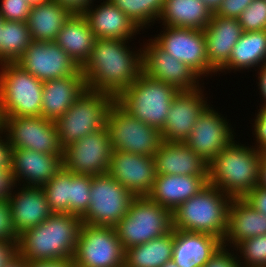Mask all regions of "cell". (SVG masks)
Instances as JSON below:
<instances>
[{"mask_svg": "<svg viewBox=\"0 0 266 267\" xmlns=\"http://www.w3.org/2000/svg\"><path fill=\"white\" fill-rule=\"evenodd\" d=\"M128 41L96 39L89 58L81 66L87 89L117 98L138 78L142 72V48L133 51Z\"/></svg>", "mask_w": 266, "mask_h": 267, "instance_id": "cell-1", "label": "cell"}, {"mask_svg": "<svg viewBox=\"0 0 266 267\" xmlns=\"http://www.w3.org/2000/svg\"><path fill=\"white\" fill-rule=\"evenodd\" d=\"M82 224L75 214L53 213L18 235L17 252L29 261L73 259Z\"/></svg>", "mask_w": 266, "mask_h": 267, "instance_id": "cell-2", "label": "cell"}, {"mask_svg": "<svg viewBox=\"0 0 266 267\" xmlns=\"http://www.w3.org/2000/svg\"><path fill=\"white\" fill-rule=\"evenodd\" d=\"M262 155L234 140L208 163V183L231 198H244L259 185Z\"/></svg>", "mask_w": 266, "mask_h": 267, "instance_id": "cell-3", "label": "cell"}, {"mask_svg": "<svg viewBox=\"0 0 266 267\" xmlns=\"http://www.w3.org/2000/svg\"><path fill=\"white\" fill-rule=\"evenodd\" d=\"M232 198L207 184L172 212L173 229L205 233L223 240Z\"/></svg>", "mask_w": 266, "mask_h": 267, "instance_id": "cell-4", "label": "cell"}, {"mask_svg": "<svg viewBox=\"0 0 266 267\" xmlns=\"http://www.w3.org/2000/svg\"><path fill=\"white\" fill-rule=\"evenodd\" d=\"M178 91L173 85L141 72L131 86L116 98V102L132 117L161 131Z\"/></svg>", "mask_w": 266, "mask_h": 267, "instance_id": "cell-5", "label": "cell"}, {"mask_svg": "<svg viewBox=\"0 0 266 267\" xmlns=\"http://www.w3.org/2000/svg\"><path fill=\"white\" fill-rule=\"evenodd\" d=\"M116 98L106 92L86 91L55 120L60 147L106 127L107 115Z\"/></svg>", "mask_w": 266, "mask_h": 267, "instance_id": "cell-6", "label": "cell"}, {"mask_svg": "<svg viewBox=\"0 0 266 267\" xmlns=\"http://www.w3.org/2000/svg\"><path fill=\"white\" fill-rule=\"evenodd\" d=\"M43 82L17 63L0 64V119L41 116Z\"/></svg>", "mask_w": 266, "mask_h": 267, "instance_id": "cell-7", "label": "cell"}, {"mask_svg": "<svg viewBox=\"0 0 266 267\" xmlns=\"http://www.w3.org/2000/svg\"><path fill=\"white\" fill-rule=\"evenodd\" d=\"M114 228L125 250L172 231V212L148 197H135Z\"/></svg>", "mask_w": 266, "mask_h": 267, "instance_id": "cell-8", "label": "cell"}, {"mask_svg": "<svg viewBox=\"0 0 266 267\" xmlns=\"http://www.w3.org/2000/svg\"><path fill=\"white\" fill-rule=\"evenodd\" d=\"M106 129L113 150L154 157L163 142L159 129L132 117L116 101L108 111Z\"/></svg>", "mask_w": 266, "mask_h": 267, "instance_id": "cell-9", "label": "cell"}, {"mask_svg": "<svg viewBox=\"0 0 266 267\" xmlns=\"http://www.w3.org/2000/svg\"><path fill=\"white\" fill-rule=\"evenodd\" d=\"M90 203L82 222L114 227L127 213L135 198L108 173L92 176Z\"/></svg>", "mask_w": 266, "mask_h": 267, "instance_id": "cell-10", "label": "cell"}, {"mask_svg": "<svg viewBox=\"0 0 266 267\" xmlns=\"http://www.w3.org/2000/svg\"><path fill=\"white\" fill-rule=\"evenodd\" d=\"M124 255L114 227L82 224L73 256L76 267H124Z\"/></svg>", "mask_w": 266, "mask_h": 267, "instance_id": "cell-11", "label": "cell"}, {"mask_svg": "<svg viewBox=\"0 0 266 267\" xmlns=\"http://www.w3.org/2000/svg\"><path fill=\"white\" fill-rule=\"evenodd\" d=\"M1 131L6 135L11 149L63 155L54 120L42 116L4 117Z\"/></svg>", "mask_w": 266, "mask_h": 267, "instance_id": "cell-12", "label": "cell"}, {"mask_svg": "<svg viewBox=\"0 0 266 267\" xmlns=\"http://www.w3.org/2000/svg\"><path fill=\"white\" fill-rule=\"evenodd\" d=\"M152 40L200 77L217 74L208 62L204 30L164 26L163 31Z\"/></svg>", "mask_w": 266, "mask_h": 267, "instance_id": "cell-13", "label": "cell"}, {"mask_svg": "<svg viewBox=\"0 0 266 267\" xmlns=\"http://www.w3.org/2000/svg\"><path fill=\"white\" fill-rule=\"evenodd\" d=\"M112 151L109 132L104 127L63 149V168L75 174H106Z\"/></svg>", "mask_w": 266, "mask_h": 267, "instance_id": "cell-14", "label": "cell"}, {"mask_svg": "<svg viewBox=\"0 0 266 267\" xmlns=\"http://www.w3.org/2000/svg\"><path fill=\"white\" fill-rule=\"evenodd\" d=\"M16 63L42 82L83 75L76 61L54 41L32 40Z\"/></svg>", "mask_w": 266, "mask_h": 267, "instance_id": "cell-15", "label": "cell"}, {"mask_svg": "<svg viewBox=\"0 0 266 267\" xmlns=\"http://www.w3.org/2000/svg\"><path fill=\"white\" fill-rule=\"evenodd\" d=\"M221 115L214 107L208 105L199 115L191 133L184 141L207 163L228 147L236 136L227 118Z\"/></svg>", "mask_w": 266, "mask_h": 267, "instance_id": "cell-16", "label": "cell"}, {"mask_svg": "<svg viewBox=\"0 0 266 267\" xmlns=\"http://www.w3.org/2000/svg\"><path fill=\"white\" fill-rule=\"evenodd\" d=\"M142 47V72L153 79L173 85L180 90H194L203 86L200 77L188 65L161 49L152 38ZM200 84V85H199Z\"/></svg>", "mask_w": 266, "mask_h": 267, "instance_id": "cell-17", "label": "cell"}, {"mask_svg": "<svg viewBox=\"0 0 266 267\" xmlns=\"http://www.w3.org/2000/svg\"><path fill=\"white\" fill-rule=\"evenodd\" d=\"M107 173L134 197H147L157 176L154 157L118 150L112 151Z\"/></svg>", "mask_w": 266, "mask_h": 267, "instance_id": "cell-18", "label": "cell"}, {"mask_svg": "<svg viewBox=\"0 0 266 267\" xmlns=\"http://www.w3.org/2000/svg\"><path fill=\"white\" fill-rule=\"evenodd\" d=\"M204 86L194 90H180L174 96L167 119L161 130L164 142L183 143L191 133L199 115L209 105Z\"/></svg>", "mask_w": 266, "mask_h": 267, "instance_id": "cell-19", "label": "cell"}, {"mask_svg": "<svg viewBox=\"0 0 266 267\" xmlns=\"http://www.w3.org/2000/svg\"><path fill=\"white\" fill-rule=\"evenodd\" d=\"M62 157L32 149H11L10 167L14 183L42 187L63 167Z\"/></svg>", "mask_w": 266, "mask_h": 267, "instance_id": "cell-20", "label": "cell"}, {"mask_svg": "<svg viewBox=\"0 0 266 267\" xmlns=\"http://www.w3.org/2000/svg\"><path fill=\"white\" fill-rule=\"evenodd\" d=\"M17 186V184L14 185L12 193L8 197V203L14 230L19 235L23 231L43 223L53 212L42 187L22 186L17 188Z\"/></svg>", "mask_w": 266, "mask_h": 267, "instance_id": "cell-21", "label": "cell"}, {"mask_svg": "<svg viewBox=\"0 0 266 267\" xmlns=\"http://www.w3.org/2000/svg\"><path fill=\"white\" fill-rule=\"evenodd\" d=\"M237 18L213 15L204 29L206 54L210 67L217 73L228 63L232 48L242 35Z\"/></svg>", "mask_w": 266, "mask_h": 267, "instance_id": "cell-22", "label": "cell"}, {"mask_svg": "<svg viewBox=\"0 0 266 267\" xmlns=\"http://www.w3.org/2000/svg\"><path fill=\"white\" fill-rule=\"evenodd\" d=\"M100 4L94 6L92 3L83 13L96 38L131 41L133 36L141 34L137 25L109 0Z\"/></svg>", "mask_w": 266, "mask_h": 267, "instance_id": "cell-23", "label": "cell"}, {"mask_svg": "<svg viewBox=\"0 0 266 267\" xmlns=\"http://www.w3.org/2000/svg\"><path fill=\"white\" fill-rule=\"evenodd\" d=\"M208 184V175H160L157 174L151 192L147 196L173 212Z\"/></svg>", "mask_w": 266, "mask_h": 267, "instance_id": "cell-24", "label": "cell"}, {"mask_svg": "<svg viewBox=\"0 0 266 267\" xmlns=\"http://www.w3.org/2000/svg\"><path fill=\"white\" fill-rule=\"evenodd\" d=\"M160 175H208V163L184 142H162L154 155Z\"/></svg>", "mask_w": 266, "mask_h": 267, "instance_id": "cell-25", "label": "cell"}, {"mask_svg": "<svg viewBox=\"0 0 266 267\" xmlns=\"http://www.w3.org/2000/svg\"><path fill=\"white\" fill-rule=\"evenodd\" d=\"M264 234H266V215L257 211L244 198H232L222 245L234 248L245 239Z\"/></svg>", "mask_w": 266, "mask_h": 267, "instance_id": "cell-26", "label": "cell"}, {"mask_svg": "<svg viewBox=\"0 0 266 267\" xmlns=\"http://www.w3.org/2000/svg\"><path fill=\"white\" fill-rule=\"evenodd\" d=\"M221 245L218 237L174 229L172 259L179 267H205Z\"/></svg>", "mask_w": 266, "mask_h": 267, "instance_id": "cell-27", "label": "cell"}, {"mask_svg": "<svg viewBox=\"0 0 266 267\" xmlns=\"http://www.w3.org/2000/svg\"><path fill=\"white\" fill-rule=\"evenodd\" d=\"M86 89L83 75H70L43 82L41 116L55 121L75 103Z\"/></svg>", "mask_w": 266, "mask_h": 267, "instance_id": "cell-28", "label": "cell"}, {"mask_svg": "<svg viewBox=\"0 0 266 267\" xmlns=\"http://www.w3.org/2000/svg\"><path fill=\"white\" fill-rule=\"evenodd\" d=\"M96 39L83 14H71L54 42L81 67L89 58Z\"/></svg>", "mask_w": 266, "mask_h": 267, "instance_id": "cell-29", "label": "cell"}, {"mask_svg": "<svg viewBox=\"0 0 266 267\" xmlns=\"http://www.w3.org/2000/svg\"><path fill=\"white\" fill-rule=\"evenodd\" d=\"M213 13L200 0H164L159 16L161 26L204 30Z\"/></svg>", "mask_w": 266, "mask_h": 267, "instance_id": "cell-30", "label": "cell"}, {"mask_svg": "<svg viewBox=\"0 0 266 267\" xmlns=\"http://www.w3.org/2000/svg\"><path fill=\"white\" fill-rule=\"evenodd\" d=\"M71 13L56 1L49 0L30 8L27 28L35 41H55Z\"/></svg>", "mask_w": 266, "mask_h": 267, "instance_id": "cell-31", "label": "cell"}, {"mask_svg": "<svg viewBox=\"0 0 266 267\" xmlns=\"http://www.w3.org/2000/svg\"><path fill=\"white\" fill-rule=\"evenodd\" d=\"M266 61V30L242 32L232 48L228 63L219 71L249 70L260 67ZM257 67V68H255Z\"/></svg>", "mask_w": 266, "mask_h": 267, "instance_id": "cell-32", "label": "cell"}, {"mask_svg": "<svg viewBox=\"0 0 266 267\" xmlns=\"http://www.w3.org/2000/svg\"><path fill=\"white\" fill-rule=\"evenodd\" d=\"M174 229L159 238L125 249L124 267H161L172 259Z\"/></svg>", "mask_w": 266, "mask_h": 267, "instance_id": "cell-33", "label": "cell"}, {"mask_svg": "<svg viewBox=\"0 0 266 267\" xmlns=\"http://www.w3.org/2000/svg\"><path fill=\"white\" fill-rule=\"evenodd\" d=\"M32 41L26 22L3 20L0 39V64L16 63Z\"/></svg>", "mask_w": 266, "mask_h": 267, "instance_id": "cell-34", "label": "cell"}, {"mask_svg": "<svg viewBox=\"0 0 266 267\" xmlns=\"http://www.w3.org/2000/svg\"><path fill=\"white\" fill-rule=\"evenodd\" d=\"M137 25L145 30L158 21L164 6V0H109ZM151 23V24H150ZM148 26V27H147Z\"/></svg>", "mask_w": 266, "mask_h": 267, "instance_id": "cell-35", "label": "cell"}, {"mask_svg": "<svg viewBox=\"0 0 266 267\" xmlns=\"http://www.w3.org/2000/svg\"><path fill=\"white\" fill-rule=\"evenodd\" d=\"M53 213L70 214V172L63 167L42 186Z\"/></svg>", "mask_w": 266, "mask_h": 267, "instance_id": "cell-36", "label": "cell"}, {"mask_svg": "<svg viewBox=\"0 0 266 267\" xmlns=\"http://www.w3.org/2000/svg\"><path fill=\"white\" fill-rule=\"evenodd\" d=\"M234 249L242 267H266V234L245 239Z\"/></svg>", "mask_w": 266, "mask_h": 267, "instance_id": "cell-37", "label": "cell"}, {"mask_svg": "<svg viewBox=\"0 0 266 267\" xmlns=\"http://www.w3.org/2000/svg\"><path fill=\"white\" fill-rule=\"evenodd\" d=\"M91 175L70 172V214L82 217L89 208Z\"/></svg>", "mask_w": 266, "mask_h": 267, "instance_id": "cell-38", "label": "cell"}, {"mask_svg": "<svg viewBox=\"0 0 266 267\" xmlns=\"http://www.w3.org/2000/svg\"><path fill=\"white\" fill-rule=\"evenodd\" d=\"M242 31L266 30V0H254L237 18Z\"/></svg>", "mask_w": 266, "mask_h": 267, "instance_id": "cell-39", "label": "cell"}, {"mask_svg": "<svg viewBox=\"0 0 266 267\" xmlns=\"http://www.w3.org/2000/svg\"><path fill=\"white\" fill-rule=\"evenodd\" d=\"M31 6L26 0H2L0 17L8 21L26 22Z\"/></svg>", "mask_w": 266, "mask_h": 267, "instance_id": "cell-40", "label": "cell"}, {"mask_svg": "<svg viewBox=\"0 0 266 267\" xmlns=\"http://www.w3.org/2000/svg\"><path fill=\"white\" fill-rule=\"evenodd\" d=\"M0 240L17 241L18 234L12 224L8 200H0Z\"/></svg>", "mask_w": 266, "mask_h": 267, "instance_id": "cell-41", "label": "cell"}, {"mask_svg": "<svg viewBox=\"0 0 266 267\" xmlns=\"http://www.w3.org/2000/svg\"><path fill=\"white\" fill-rule=\"evenodd\" d=\"M230 249L225 245H221L206 263L205 267H242L237 258V253L236 255L234 254V248L231 251Z\"/></svg>", "mask_w": 266, "mask_h": 267, "instance_id": "cell-42", "label": "cell"}, {"mask_svg": "<svg viewBox=\"0 0 266 267\" xmlns=\"http://www.w3.org/2000/svg\"><path fill=\"white\" fill-rule=\"evenodd\" d=\"M258 113L253 119V135H255V147L262 152H266V105H259Z\"/></svg>", "mask_w": 266, "mask_h": 267, "instance_id": "cell-43", "label": "cell"}, {"mask_svg": "<svg viewBox=\"0 0 266 267\" xmlns=\"http://www.w3.org/2000/svg\"><path fill=\"white\" fill-rule=\"evenodd\" d=\"M252 1L254 0H222L221 5L213 15L238 18Z\"/></svg>", "mask_w": 266, "mask_h": 267, "instance_id": "cell-44", "label": "cell"}, {"mask_svg": "<svg viewBox=\"0 0 266 267\" xmlns=\"http://www.w3.org/2000/svg\"><path fill=\"white\" fill-rule=\"evenodd\" d=\"M257 211L266 215V188L257 185L244 197Z\"/></svg>", "mask_w": 266, "mask_h": 267, "instance_id": "cell-45", "label": "cell"}, {"mask_svg": "<svg viewBox=\"0 0 266 267\" xmlns=\"http://www.w3.org/2000/svg\"><path fill=\"white\" fill-rule=\"evenodd\" d=\"M14 185L11 169H0V200H8Z\"/></svg>", "mask_w": 266, "mask_h": 267, "instance_id": "cell-46", "label": "cell"}, {"mask_svg": "<svg viewBox=\"0 0 266 267\" xmlns=\"http://www.w3.org/2000/svg\"><path fill=\"white\" fill-rule=\"evenodd\" d=\"M65 7L71 14H83L95 0H52Z\"/></svg>", "mask_w": 266, "mask_h": 267, "instance_id": "cell-47", "label": "cell"}, {"mask_svg": "<svg viewBox=\"0 0 266 267\" xmlns=\"http://www.w3.org/2000/svg\"><path fill=\"white\" fill-rule=\"evenodd\" d=\"M17 253V241L0 240V267H5L14 254Z\"/></svg>", "mask_w": 266, "mask_h": 267, "instance_id": "cell-48", "label": "cell"}, {"mask_svg": "<svg viewBox=\"0 0 266 267\" xmlns=\"http://www.w3.org/2000/svg\"><path fill=\"white\" fill-rule=\"evenodd\" d=\"M3 132L0 130V169H11V147L8 143L6 135L3 137Z\"/></svg>", "mask_w": 266, "mask_h": 267, "instance_id": "cell-49", "label": "cell"}, {"mask_svg": "<svg viewBox=\"0 0 266 267\" xmlns=\"http://www.w3.org/2000/svg\"><path fill=\"white\" fill-rule=\"evenodd\" d=\"M28 267H76L73 259H56L49 261H29Z\"/></svg>", "mask_w": 266, "mask_h": 267, "instance_id": "cell-50", "label": "cell"}, {"mask_svg": "<svg viewBox=\"0 0 266 267\" xmlns=\"http://www.w3.org/2000/svg\"><path fill=\"white\" fill-rule=\"evenodd\" d=\"M258 75V89L260 90V95L263 97L262 98V105H266V61L258 68L257 71Z\"/></svg>", "mask_w": 266, "mask_h": 267, "instance_id": "cell-51", "label": "cell"}, {"mask_svg": "<svg viewBox=\"0 0 266 267\" xmlns=\"http://www.w3.org/2000/svg\"><path fill=\"white\" fill-rule=\"evenodd\" d=\"M28 264L29 260L17 252L9 259L5 267H28Z\"/></svg>", "mask_w": 266, "mask_h": 267, "instance_id": "cell-52", "label": "cell"}, {"mask_svg": "<svg viewBox=\"0 0 266 267\" xmlns=\"http://www.w3.org/2000/svg\"><path fill=\"white\" fill-rule=\"evenodd\" d=\"M259 185L266 188V152L262 155Z\"/></svg>", "mask_w": 266, "mask_h": 267, "instance_id": "cell-53", "label": "cell"}, {"mask_svg": "<svg viewBox=\"0 0 266 267\" xmlns=\"http://www.w3.org/2000/svg\"><path fill=\"white\" fill-rule=\"evenodd\" d=\"M203 2L210 11L214 14L222 3V0H200Z\"/></svg>", "mask_w": 266, "mask_h": 267, "instance_id": "cell-54", "label": "cell"}, {"mask_svg": "<svg viewBox=\"0 0 266 267\" xmlns=\"http://www.w3.org/2000/svg\"><path fill=\"white\" fill-rule=\"evenodd\" d=\"M26 1L31 7H33V6H36L37 4L45 3L49 0H26Z\"/></svg>", "mask_w": 266, "mask_h": 267, "instance_id": "cell-55", "label": "cell"}, {"mask_svg": "<svg viewBox=\"0 0 266 267\" xmlns=\"http://www.w3.org/2000/svg\"><path fill=\"white\" fill-rule=\"evenodd\" d=\"M161 267H179V266L173 261V259H171Z\"/></svg>", "mask_w": 266, "mask_h": 267, "instance_id": "cell-56", "label": "cell"}, {"mask_svg": "<svg viewBox=\"0 0 266 267\" xmlns=\"http://www.w3.org/2000/svg\"><path fill=\"white\" fill-rule=\"evenodd\" d=\"M2 25H3V19L1 18L0 19V39H1V27H2Z\"/></svg>", "mask_w": 266, "mask_h": 267, "instance_id": "cell-57", "label": "cell"}]
</instances>
